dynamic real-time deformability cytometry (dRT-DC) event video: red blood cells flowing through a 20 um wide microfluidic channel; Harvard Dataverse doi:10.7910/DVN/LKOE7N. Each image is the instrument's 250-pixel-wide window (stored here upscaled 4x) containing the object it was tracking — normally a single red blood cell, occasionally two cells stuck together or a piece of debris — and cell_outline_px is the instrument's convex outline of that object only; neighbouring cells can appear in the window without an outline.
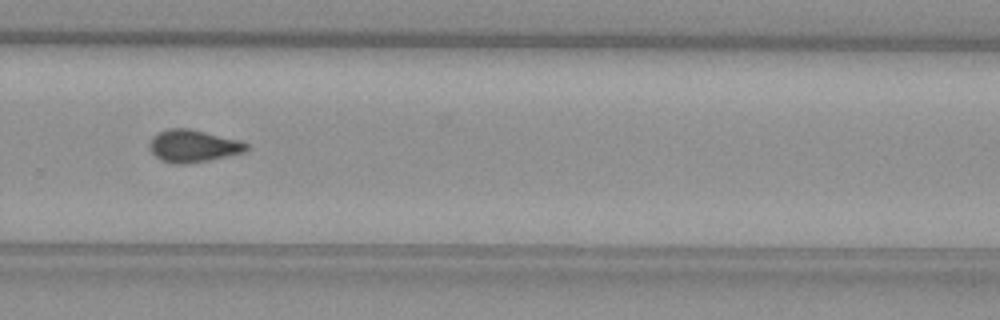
{"species": "common noctule bat (a hibernating species)", "species_latin": "Nyctalus noctula", "temperature_condition": "warm", "stored_images_in_passage": 28, "camera_frame_rate_fps": 3000, "um_per_image_px": 0.085, "animal": {"sex": "female", "body_mass_g": 29.2, "forearm_length_mm": 56.3}, "frame": {"image": 1, "passage_image": 23, "time_ms": 7.333, "image_size_px": [1000, 320], "cell_outline_px": [[248, 148], [244, 152], [208, 160], [184, 164], [176, 164], [160, 160], [152, 152], [148, 144], [152, 136], [156, 132], [168, 128], [188, 128], [236, 140], [248, 144]], "centroid_in_image_um": [16.34, 12.4], "position_along_channel_um": 313.5, "area_um2": 18.03}}
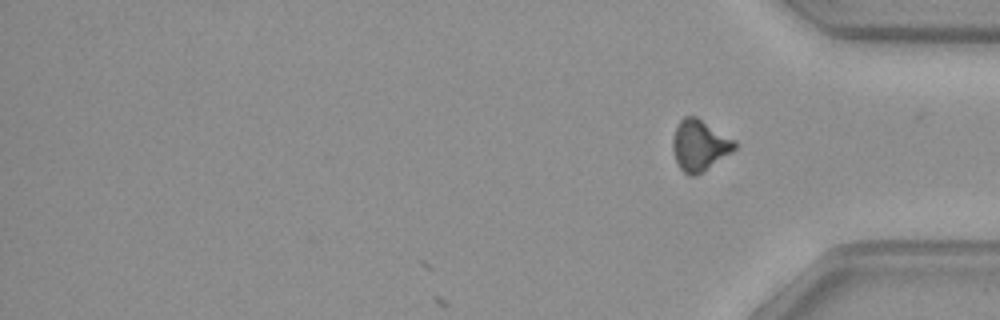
{"frame": {"image": 2, "passage_image": 28, "time_ms": 9.0, "image_size_px": [1000, 320], "cell_outline_px": [[736, 148], [732, 152], [700, 172], [692, 176], [688, 176], [680, 168], [676, 160], [672, 148], [672, 140], [676, 128], [680, 120], [684, 116], [696, 116], [736, 140]], "centroid_in_image_um": [59.46, 12.32], "position_along_channel_um": 375.7, "area_um2": 18.15}, "authors_computed_cell_mechanics": {"area_um2": 18.1492, "velocity_mm_per_s": 3.9833, "shape_relaxation_time_tau1_ms": null, "shape_relaxation_time_tau2_ms": 1.9793, "deformation_change_tau1": null, "deformation_change_tau2": 0.0761}}